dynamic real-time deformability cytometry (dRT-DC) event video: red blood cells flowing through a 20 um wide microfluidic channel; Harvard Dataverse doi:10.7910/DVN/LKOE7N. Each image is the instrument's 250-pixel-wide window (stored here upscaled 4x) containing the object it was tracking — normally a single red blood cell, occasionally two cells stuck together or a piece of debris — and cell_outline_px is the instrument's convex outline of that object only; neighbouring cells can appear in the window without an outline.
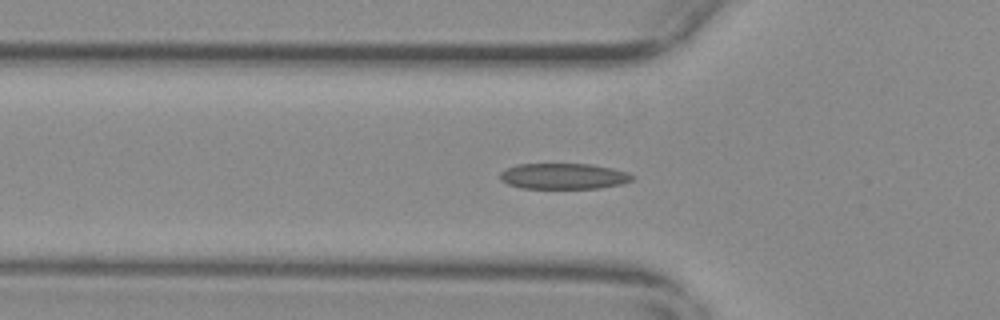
{"species": "common noctule bat (a hibernating species)", "species_latin": "Nyctalus noctula", "temperature_condition": "warm", "stored_images_in_passage": 39, "camera_frame_rate_fps": 3000, "um_per_image_px": 0.085, "animal": {"sex": "female", "body_mass_g": 29.2, "forearm_length_mm": 56.3}, "frame": {"image": 1, "passage_image": 2, "time_ms": 0.333, "image_size_px": [1000, 320], "cell_outline_px": [[636, 176], [632, 180], [620, 184], [600, 188], [524, 188], [508, 184], [500, 180], [500, 172], [504, 168], [516, 164], [592, 164], [612, 168], [628, 172]], "centroid_in_image_um": [47.9, 14.97], "position_along_channel_um": 77.9, "area_um2": 20.0}}
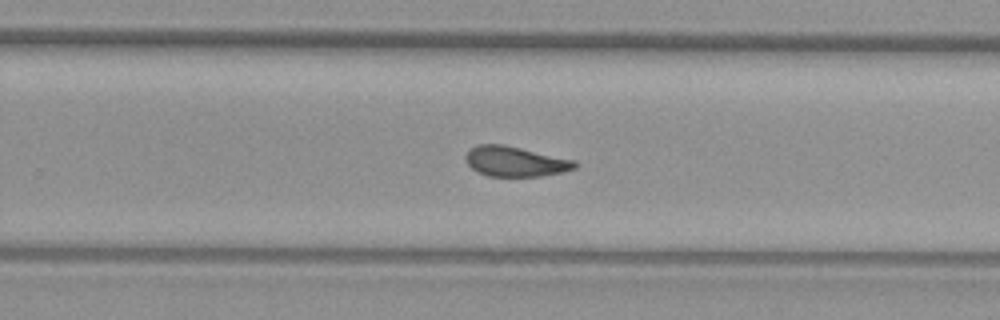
{"frame": {"image": 2, "passage_image": 19, "time_ms": 6.0, "image_size_px": [1000, 320], "cell_outline_px": [[576, 168], [564, 172], [540, 176], [488, 176], [476, 172], [468, 164], [464, 156], [476, 144], [504, 144], [576, 160]], "centroid_in_image_um": [43.8, 13.72], "position_along_channel_um": 286.0, "area_um2": 19.25}}
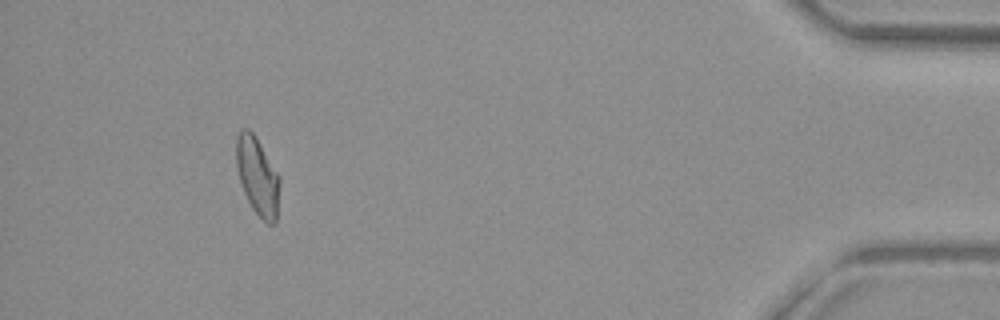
{"frame": {"image": 3, "passage_image": 35, "time_ms": 11.333, "image_size_px": [1000, 320], "cell_outline_px": [[280, 184], [276, 224], [268, 224], [252, 208], [244, 192], [240, 180], [236, 164], [236, 136], [244, 128], [248, 128], [256, 136], [280, 176]], "centroid_in_image_um": [21.9, 14.97], "position_along_channel_um": 413.3, "area_um2": 19.71}, "authors_computed_cell_mechanics": {"area_um2": 19.5364, "velocity_mm_per_s": 3.6701, "shape_relaxation_time_tau1_ms": null, "shape_relaxation_time_tau2_ms": 2.4851, "deformation_change_tau1": null, "deformation_change_tau2": 0.0987}}